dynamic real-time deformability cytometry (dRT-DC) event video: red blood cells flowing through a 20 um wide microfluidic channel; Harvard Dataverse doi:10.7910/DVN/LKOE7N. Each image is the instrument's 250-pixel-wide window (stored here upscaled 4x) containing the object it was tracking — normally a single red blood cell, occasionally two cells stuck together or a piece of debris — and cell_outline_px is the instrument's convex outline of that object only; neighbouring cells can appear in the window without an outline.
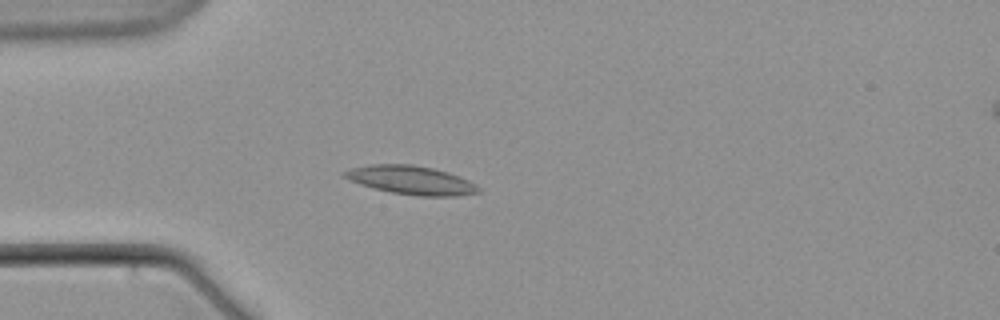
{"species": "common noctule bat (a hibernating species)", "species_latin": "Nyctalus noctula", "temperature_condition": "warm", "stored_images_in_passage": 5, "camera_frame_rate_fps": 3000, "um_per_image_px": 0.085, "animal": {"sex": "male", "body_mass_g": 21.5, "forearm_length_mm": 52.0}, "frame": {"image": 1, "passage_image": 5, "time_ms": 4.667, "image_size_px": [1000, 320], "cell_outline_px": [[480, 192], [460, 196], [416, 196], [392, 192], [372, 188], [348, 180], [340, 172], [348, 168], [372, 164], [412, 164], [432, 168], [448, 172], [468, 180], [476, 184], [480, 188]], "centroid_in_image_um": [34.91, 15.31], "position_along_channel_um": 50.1, "area_um2": 22.54}}